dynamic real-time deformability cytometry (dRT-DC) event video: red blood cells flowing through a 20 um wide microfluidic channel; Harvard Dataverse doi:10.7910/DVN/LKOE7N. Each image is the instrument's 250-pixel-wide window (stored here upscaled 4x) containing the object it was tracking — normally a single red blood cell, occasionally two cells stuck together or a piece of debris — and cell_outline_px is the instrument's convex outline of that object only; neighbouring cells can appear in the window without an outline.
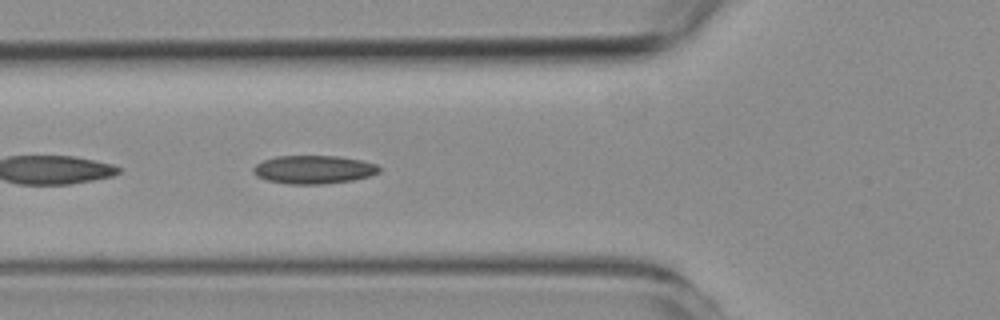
{"species": "common noctule bat (a hibernating species)", "species_latin": "Nyctalus noctula", "temperature_condition": "room temperature", "stored_images_in_passage": 54, "camera_frame_rate_fps": 3000, "um_per_image_px": 0.085, "animal": {"sex": "female", "body_mass_g": 19.3, "forearm_length_mm": 54.1}, "frame": {"image": 1, "passage_image": 19, "time_ms": 6.0, "image_size_px": [1000, 320], "cell_outline_px": [[380, 172], [368, 176], [352, 180], [324, 184], [288, 184], [268, 180], [256, 176], [252, 172], [252, 168], [256, 164], [264, 160], [276, 156], [336, 156], [360, 160], [376, 164], [380, 168]], "centroid_in_image_um": [26.63, 14.41], "position_along_channel_um": 99.2, "area_um2": 20.69}}
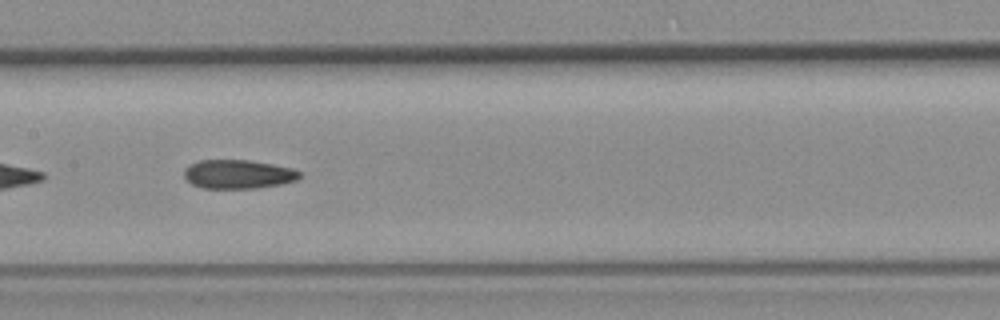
{"frame": {"image": 2, "passage_image": 26, "time_ms": 8.333, "image_size_px": [1000, 320], "cell_outline_px": [[300, 176], [296, 180], [280, 184], [260, 188], [204, 188], [192, 184], [184, 176], [184, 168], [188, 164], [200, 160], [248, 160], [272, 164], [292, 168], [300, 172]], "centroid_in_image_um": [20.22, 14.8], "position_along_channel_um": 187.2, "area_um2": 19.42}}
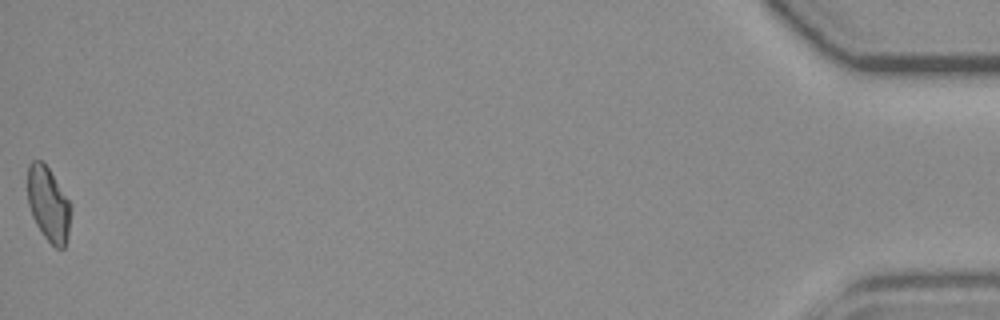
{"frame": {"image": 3, "passage_image": 54, "time_ms": 17.667, "image_size_px": [1000, 320], "cell_outline_px": [[72, 204], [68, 236], [64, 248], [56, 248], [44, 236], [36, 224], [32, 216], [28, 204], [28, 164], [32, 160], [40, 160], [48, 168]], "centroid_in_image_um": [4.12, 17.36], "position_along_channel_um": 431.1, "area_um2": 18.73}, "authors_computed_cell_mechanics": {"area_um2": 20.0855, "velocity_mm_per_s": 3.7503, "shape_relaxation_time_tau1_ms": null, "shape_relaxation_time_tau2_ms": 4.5396, "deformation_change_tau1": null, "deformation_change_tau2": 0.1176}}